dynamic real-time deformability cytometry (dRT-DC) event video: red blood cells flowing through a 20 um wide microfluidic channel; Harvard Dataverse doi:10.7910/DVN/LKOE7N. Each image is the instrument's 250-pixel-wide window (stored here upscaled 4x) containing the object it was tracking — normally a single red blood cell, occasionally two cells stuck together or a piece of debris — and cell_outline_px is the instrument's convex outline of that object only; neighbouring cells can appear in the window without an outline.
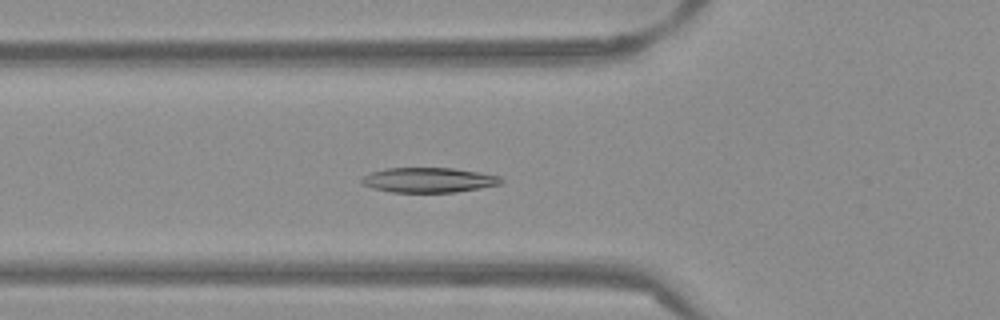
{"species": "Egyptian fruit bat (a non-hibernating species)", "species_latin": "Rousettus aegyptiacus", "temperature_condition": "warm", "stored_images_in_passage": 49, "camera_frame_rate_fps": 3000, "um_per_image_px": 0.085, "frame": {"image": 1, "passage_image": 15, "time_ms": 4.667, "image_size_px": [1000, 320], "cell_outline_px": [[504, 180], [500, 184], [480, 188], [456, 192], [392, 192], [372, 188], [364, 184], [360, 180], [364, 176], [372, 172], [388, 168], [452, 168], [500, 176]], "centroid_in_image_um": [36.45, 15.3], "position_along_channel_um": 89.4, "area_um2": 20.0}}
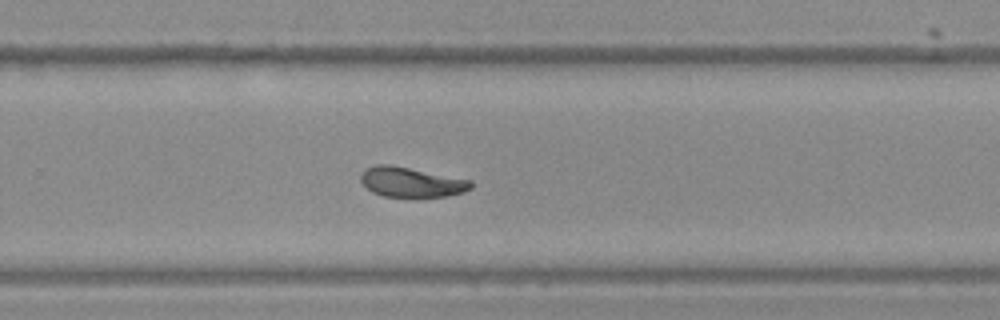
{"frame": {"image": 2, "passage_image": 31, "time_ms": 10.0, "image_size_px": [1000, 320], "cell_outline_px": [[472, 188], [464, 192], [448, 196], [416, 200], [384, 196], [372, 192], [360, 180], [360, 172], [364, 168], [376, 164], [392, 164], [472, 180]], "centroid_in_image_um": [34.96, 15.51], "position_along_channel_um": 294.8, "area_um2": 20.23}}
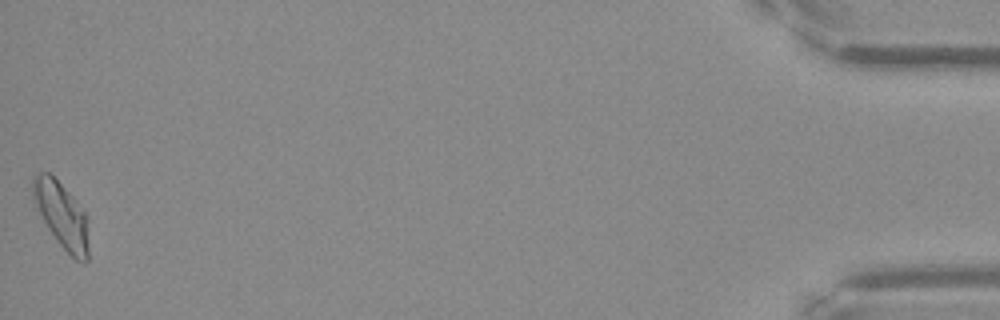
{"frame": {"image": 3, "passage_image": 49, "time_ms": 16.0, "image_size_px": [1000, 320], "cell_outline_px": [[88, 260], [84, 264], [76, 260], [60, 244], [48, 228], [32, 200], [32, 176], [40, 172], [48, 172], [72, 196], [88, 216]], "centroid_in_image_um": [5.25, 18.29], "position_along_channel_um": 430.0, "area_um2": 21.33}, "authors_computed_cell_mechanics": {"area_um2": 19.941, "velocity_mm_per_s": 3.8483, "shape_relaxation_time_tau1_ms": 8.1035, "shape_relaxation_time_tau2_ms": 3.8323, "deformation_change_tau1": 0.2374, "deformation_change_tau2": 0.0994}}